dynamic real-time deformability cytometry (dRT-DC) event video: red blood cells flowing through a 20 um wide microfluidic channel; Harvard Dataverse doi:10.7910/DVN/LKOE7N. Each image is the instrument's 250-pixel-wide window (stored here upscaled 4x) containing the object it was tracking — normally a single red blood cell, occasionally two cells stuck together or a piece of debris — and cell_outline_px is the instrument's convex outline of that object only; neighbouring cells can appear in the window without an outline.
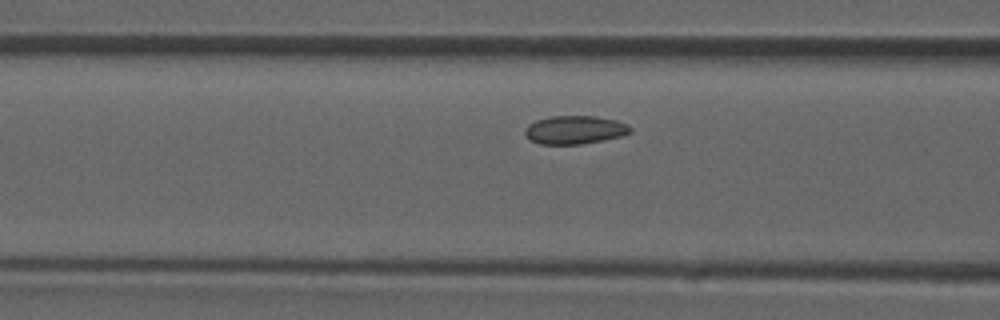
{"species": "common noctule bat (a hibernating species)", "species_latin": "Nyctalus noctula", "temperature_condition": "room temperature", "stored_images_in_passage": 40, "camera_frame_rate_fps": 3000, "um_per_image_px": 0.085, "animal": {"sex": "male", "forearm_length_mm": 52.5}, "frame": {"image": 1, "passage_image": 12, "time_ms": 3.667, "image_size_px": [1000, 320], "cell_outline_px": [[632, 132], [620, 136], [604, 140], [580, 144], [540, 144], [528, 140], [524, 132], [528, 124], [536, 120], [548, 116], [596, 116], [616, 120], [628, 124], [632, 128]], "centroid_in_image_um": [48.85, 11.03], "position_along_channel_um": 117.8, "area_um2": 17.57}}